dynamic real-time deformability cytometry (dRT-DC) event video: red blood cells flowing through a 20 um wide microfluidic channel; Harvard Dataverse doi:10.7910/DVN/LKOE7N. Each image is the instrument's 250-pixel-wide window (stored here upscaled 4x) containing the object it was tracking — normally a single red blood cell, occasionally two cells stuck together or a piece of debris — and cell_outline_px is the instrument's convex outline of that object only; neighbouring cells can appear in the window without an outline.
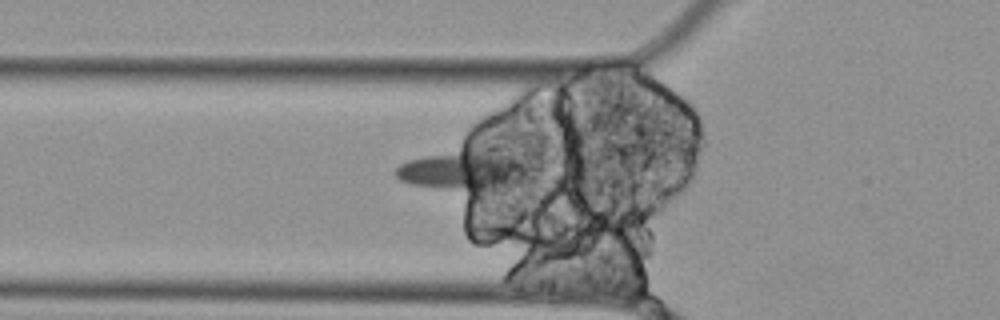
{"species": "Egyptian fruit bat (a non-hibernating species)", "species_latin": "Rousettus aegyptiacus", "temperature_condition": "cold", "stored_images_in_passage": 40, "camera_frame_rate_fps": 3000, "um_per_image_px": 0.085, "animal": {"sex": "female"}, "frame": {"image": 1, "passage_image": 8, "time_ms": 2.333, "image_size_px": [1000, 320], "cell_outline_px": [[524, 176], [520, 180], [504, 184], [480, 188], [436, 188], [412, 184], [400, 180], [396, 176], [396, 168], [400, 164], [408, 160], [464, 140], [488, 148], [524, 164]], "centroid_in_image_um": [39.18, 14.27], "position_along_channel_um": 86.6, "area_um2": 30.98}}
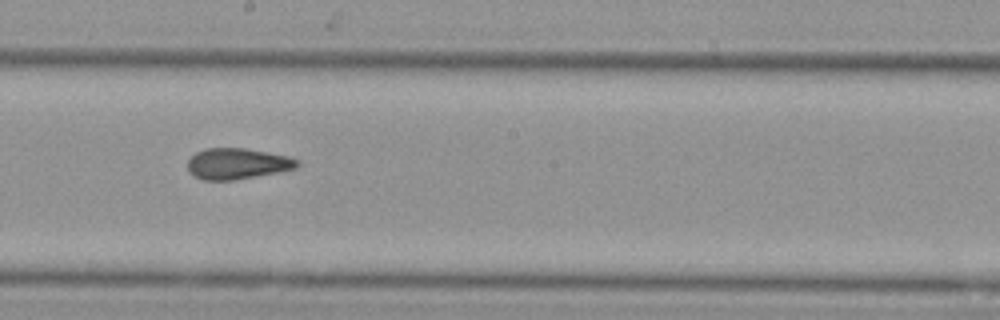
{"frame": {"image": 2, "passage_image": 20, "time_ms": 6.333, "image_size_px": [1000, 320], "cell_outline_px": [[300, 164], [296, 168], [280, 172], [232, 180], [204, 180], [188, 172], [188, 160], [196, 152], [204, 148], [244, 148], [288, 156], [300, 160]], "centroid_in_image_um": [20.18, 13.91], "position_along_channel_um": 228.0, "area_um2": 19.77}}
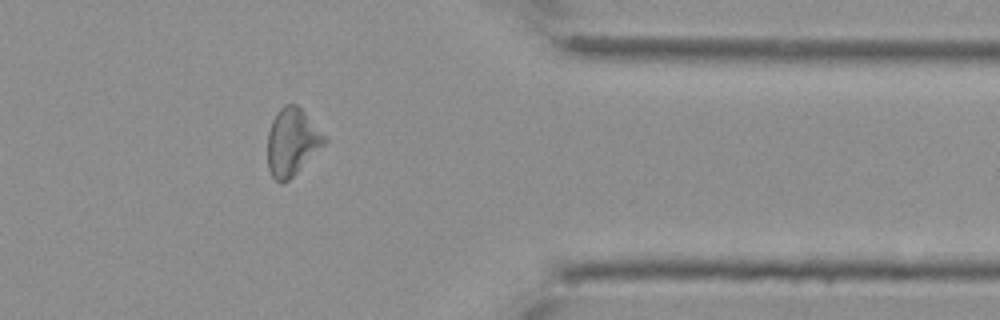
{"frame": {"image": 3, "passage_image": 35, "time_ms": 11.333, "image_size_px": [1000, 320], "cell_outline_px": [[328, 140], [288, 180], [280, 184], [272, 176], [268, 168], [268, 132], [272, 120], [276, 112], [284, 104], [296, 104], [304, 112]], "centroid_in_image_um": [24.79, 12.05], "position_along_channel_um": 386.6, "area_um2": 21.79}, "authors_computed_cell_mechanics": {"area_um2": 21.1548, "velocity_mm_per_s": 3.4801, "shape_relaxation_time_tau1_ms": null, "shape_relaxation_time_tau2_ms": 9.743, "deformation_change_tau1": null, "deformation_change_tau2": 0.1909}}